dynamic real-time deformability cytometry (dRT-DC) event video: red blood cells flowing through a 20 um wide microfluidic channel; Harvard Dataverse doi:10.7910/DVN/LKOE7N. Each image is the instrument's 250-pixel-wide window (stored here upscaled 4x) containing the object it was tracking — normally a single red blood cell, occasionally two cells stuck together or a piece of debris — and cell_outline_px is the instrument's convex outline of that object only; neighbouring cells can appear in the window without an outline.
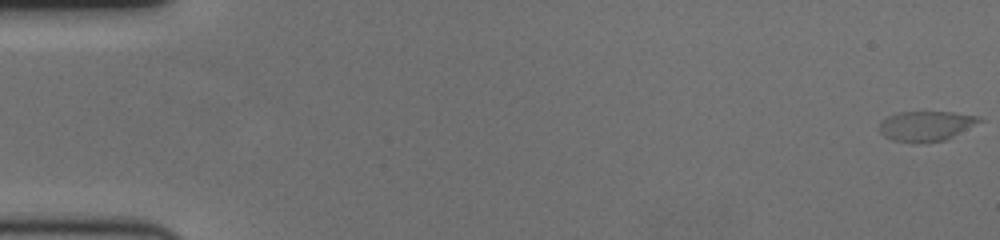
{"species": "human", "species_latin": "Homo sapiens", "temperature_condition": "cold", "stored_images_in_passage": 62, "camera_frame_rate_fps": 3000, "um_per_image_px": 0.085, "donor": {"sex": "female"}, "frame": {"image": 1, "passage_image": 1, "time_ms": 0.0, "image_size_px": [1000, 240], "cell_outline_px": [[984, 120], [944, 140], [916, 144], [892, 140], [884, 136], [880, 132], [880, 120], [896, 112], [952, 112], [980, 116]], "centroid_in_image_um": [78.68, 10.71], "position_along_channel_um": 6.3, "area_um2": 17.57}}
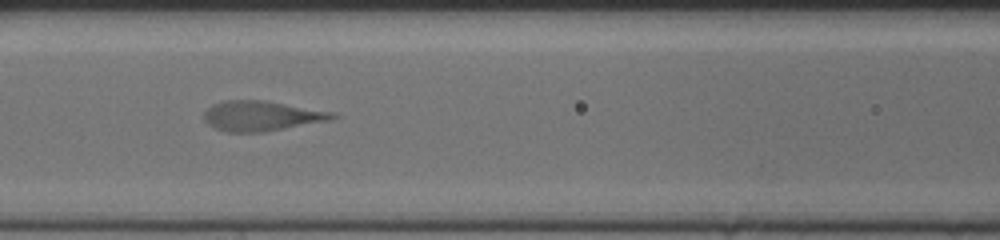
{"frame": {"image": 2, "passage_image": 28, "time_ms": 9.0, "image_size_px": [1000, 240], "cell_outline_px": [[340, 116], [332, 120], [264, 132], [228, 132], [216, 128], [208, 124], [204, 120], [204, 112], [212, 104], [224, 100], [264, 100], [332, 112]], "centroid_in_image_um": [22.23, 9.85], "position_along_channel_um": 144.4, "area_um2": 22.48}}
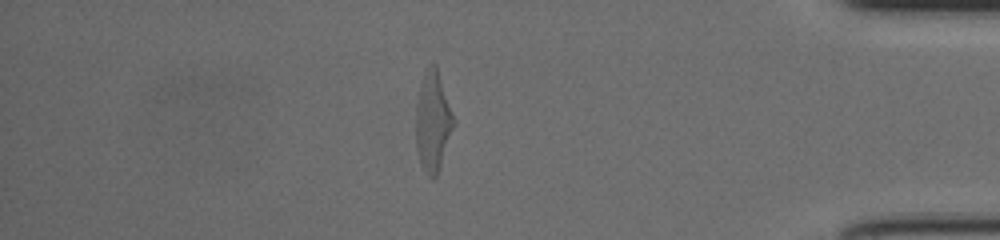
{"frame": {"image": 3, "passage_image": 53, "time_ms": 17.333, "image_size_px": [1000, 240], "cell_outline_px": [[456, 120], [440, 168], [436, 176], [432, 180], [424, 172], [416, 148], [416, 104], [420, 80], [428, 64], [432, 60], [436, 64]], "centroid_in_image_um": [36.8, 10.27], "position_along_channel_um": 398.4, "area_um2": 22.48}}